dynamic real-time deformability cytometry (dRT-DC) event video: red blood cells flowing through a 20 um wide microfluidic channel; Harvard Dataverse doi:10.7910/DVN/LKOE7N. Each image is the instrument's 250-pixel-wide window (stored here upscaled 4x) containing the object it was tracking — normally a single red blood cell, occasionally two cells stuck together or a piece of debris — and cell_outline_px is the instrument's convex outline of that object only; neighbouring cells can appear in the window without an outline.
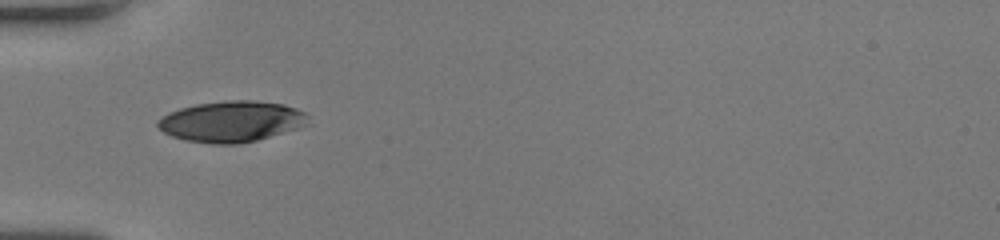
{"species": "human", "species_latin": "Homo sapiens", "temperature_condition": "room temperature", "stored_images_in_passage": 22, "camera_frame_rate_fps": 3000, "um_per_image_px": 0.085, "donor": {"sex": "female"}, "frame": {"image": 1, "passage_image": 1, "time_ms": 0.0, "image_size_px": [1000, 240], "cell_outline_px": [[312, 124], [300, 128], [256, 140], [236, 144], [212, 144], [184, 140], [172, 136], [164, 132], [156, 124], [156, 120], [168, 112], [180, 108], [196, 104], [232, 100], [252, 100], [284, 104], [296, 108], [304, 112], [308, 116]], "centroid_in_image_um": [19.71, 10.32], "position_along_channel_um": 65.3, "area_um2": 36.13}}
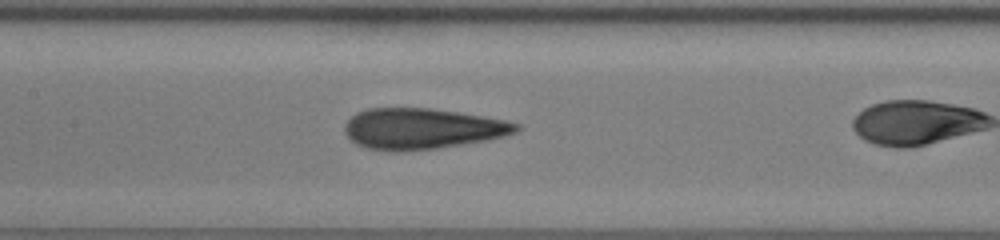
{"frame": {"image": 2, "passage_image": 6, "time_ms": 1.667, "image_size_px": [1000, 240], "cell_outline_px": [[520, 128], [516, 132], [504, 136], [488, 140], [436, 148], [400, 152], [388, 152], [368, 148], [356, 144], [344, 132], [344, 124], [356, 112], [368, 108], [432, 108], [504, 120], [520, 124]], "centroid_in_image_um": [35.84, 10.94], "position_along_channel_um": 171.6, "area_um2": 40.81}}
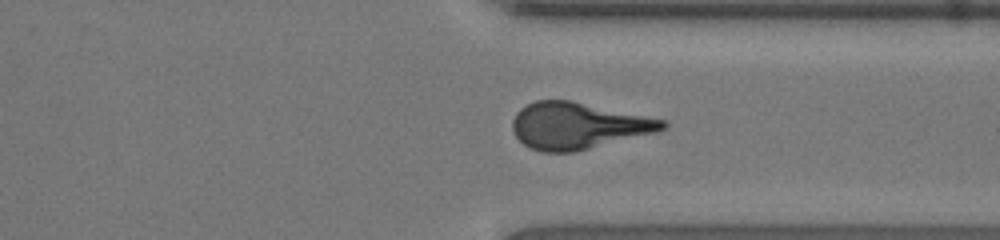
{"frame": {"image": 3, "passage_image": 20, "time_ms": 6.333, "image_size_px": [1000, 240], "cell_outline_px": [[668, 128], [656, 132], [576, 152], [544, 152], [532, 148], [524, 144], [516, 136], [512, 128], [512, 120], [516, 112], [520, 108], [536, 100], [572, 100], [664, 120], [668, 124]], "centroid_in_image_um": [49.12, 10.68], "position_along_channel_um": 362.3, "area_um2": 40.63}}